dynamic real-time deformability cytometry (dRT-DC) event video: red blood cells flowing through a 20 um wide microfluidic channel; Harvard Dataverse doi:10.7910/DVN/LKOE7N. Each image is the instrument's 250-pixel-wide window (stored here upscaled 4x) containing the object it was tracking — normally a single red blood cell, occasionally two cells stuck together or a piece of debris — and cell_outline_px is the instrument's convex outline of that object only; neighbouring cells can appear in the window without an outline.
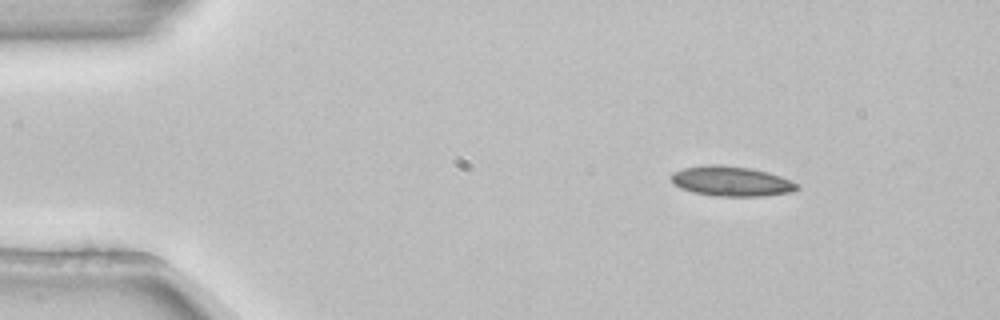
{"species": "common noctule bat (a hibernating species)", "species_latin": "Nyctalus noctula", "temperature_condition": "room temperature", "stored_images_in_passage": 3, "camera_frame_rate_fps": 3000, "um_per_image_px": 0.085, "animal": {"sex": "female", "body_mass_g": 22.7, "forearm_length_mm": 54.2}, "frame": {"image": 1, "passage_image": 1, "time_ms": 0.0, "image_size_px": [1000, 320], "cell_outline_px": [[800, 188], [792, 192], [764, 196], [716, 196], [692, 192], [680, 188], [672, 180], [672, 172], [684, 168], [704, 164], [720, 164], [752, 168], [768, 172], [780, 176], [800, 184]], "centroid_in_image_um": [62.19, 15.4], "position_along_channel_um": 22.8, "area_um2": 22.14}}